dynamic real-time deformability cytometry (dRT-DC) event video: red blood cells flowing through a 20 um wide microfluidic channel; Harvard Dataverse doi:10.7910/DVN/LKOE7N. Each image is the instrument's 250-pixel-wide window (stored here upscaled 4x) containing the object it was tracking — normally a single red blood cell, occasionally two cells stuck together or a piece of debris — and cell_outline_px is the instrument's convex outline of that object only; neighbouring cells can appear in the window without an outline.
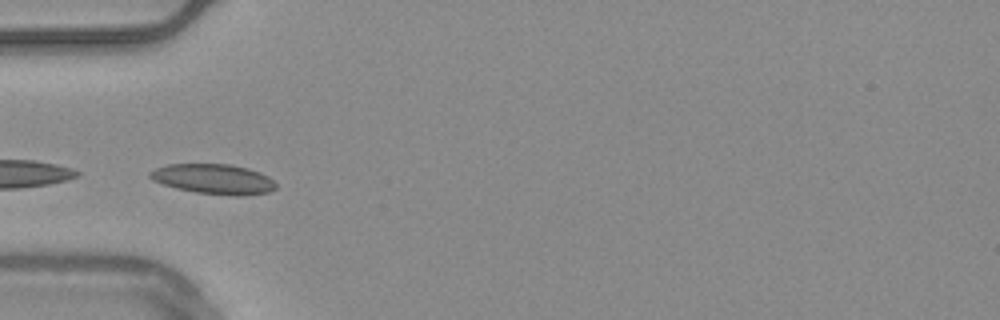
{"species": "common noctule bat (a hibernating species)", "species_latin": "Nyctalus noctula", "temperature_condition": "warm", "stored_images_in_passage": 18, "camera_frame_rate_fps": 3000, "um_per_image_px": 0.085, "animal": {"sex": "male", "body_mass_g": 20.4}, "frame": {"image": 1, "passage_image": 15, "time_ms": 4.667, "image_size_px": [1000, 320], "cell_outline_px": [[276, 188], [268, 192], [244, 196], [236, 196], [196, 192], [176, 188], [152, 180], [148, 176], [148, 172], [156, 168], [168, 164], [228, 164], [248, 168], [260, 172], [268, 176], [276, 184]], "centroid_in_image_um": [18.16, 15.22], "position_along_channel_um": 66.8, "area_um2": 22.02}}